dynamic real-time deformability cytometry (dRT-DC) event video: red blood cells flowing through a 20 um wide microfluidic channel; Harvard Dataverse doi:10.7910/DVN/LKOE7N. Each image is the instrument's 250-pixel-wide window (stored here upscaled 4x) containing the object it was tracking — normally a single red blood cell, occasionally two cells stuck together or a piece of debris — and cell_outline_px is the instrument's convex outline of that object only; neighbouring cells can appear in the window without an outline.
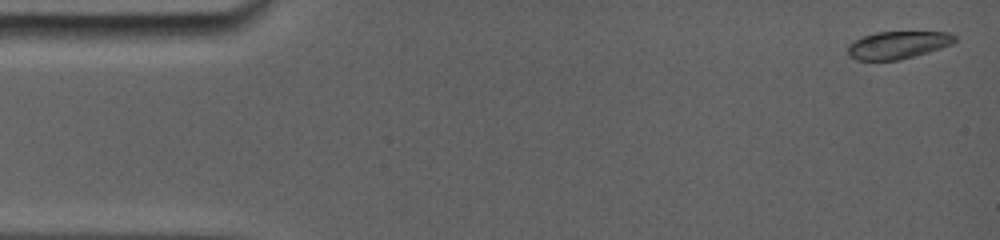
{"species": "common noctule bat (a hibernating species)", "species_latin": "Nyctalus noctula", "temperature_condition": "room temperature", "stored_images_in_passage": 27, "camera_frame_rate_fps": 5000, "um_per_image_px": 0.085, "animal": {"sex": "female", "body_mass_g": 19.0, "forearm_length_mm": 56.7}, "frame": {"image": 1, "passage_image": 1, "time_ms": 0.0, "image_size_px": [1000, 240], "cell_outline_px": [[956, 40], [952, 44], [916, 56], [900, 60], [856, 60], [848, 56], [848, 44], [852, 40], [876, 32], [948, 32], [956, 36]], "centroid_in_image_um": [76.29, 3.83], "position_along_channel_um": 8.7, "area_um2": 17.28}}
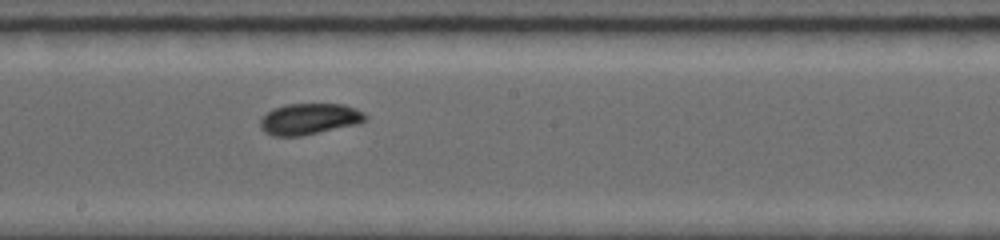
{"frame": {"image": 2, "passage_image": 15, "time_ms": 8.6, "image_size_px": [1000, 240], "cell_outline_px": [[368, 116], [364, 120], [352, 124], [300, 136], [272, 136], [264, 132], [260, 128], [260, 120], [272, 108], [288, 104], [344, 104], [356, 108], [364, 112]], "centroid_in_image_um": [26.24, 10.1], "position_along_channel_um": 222.0, "area_um2": 18.79}}
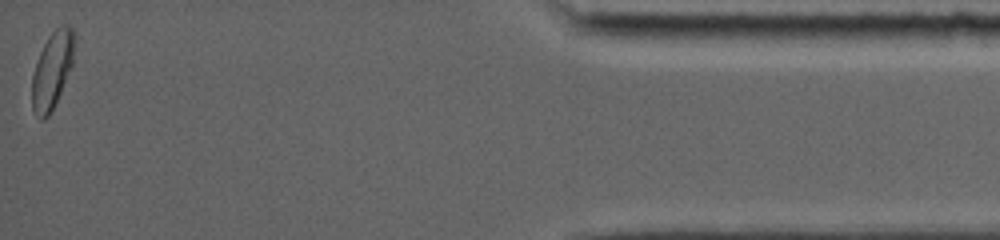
{"frame": {"image": 3, "passage_image": 27, "time_ms": 15.8, "image_size_px": [1000, 240], "cell_outline_px": [[76, 36], [72, 64], [60, 92], [48, 116], [44, 120], [40, 120], [36, 116], [32, 108], [32, 76], [40, 52], [48, 36], [60, 24], [68, 24], [76, 32]], "centroid_in_image_um": [4.45, 5.9], "position_along_channel_um": 430.8, "area_um2": 18.9}, "authors_computed_cell_mechanics": {"area_um2": 18.6116, "velocity_mm_per_s": 3.851, "shape_relaxation_time_tau1_ms": 6.0401, "shape_relaxation_time_tau2_ms": null, "deformation_change_tau1": 0.1023, "deformation_change_tau2": null}}